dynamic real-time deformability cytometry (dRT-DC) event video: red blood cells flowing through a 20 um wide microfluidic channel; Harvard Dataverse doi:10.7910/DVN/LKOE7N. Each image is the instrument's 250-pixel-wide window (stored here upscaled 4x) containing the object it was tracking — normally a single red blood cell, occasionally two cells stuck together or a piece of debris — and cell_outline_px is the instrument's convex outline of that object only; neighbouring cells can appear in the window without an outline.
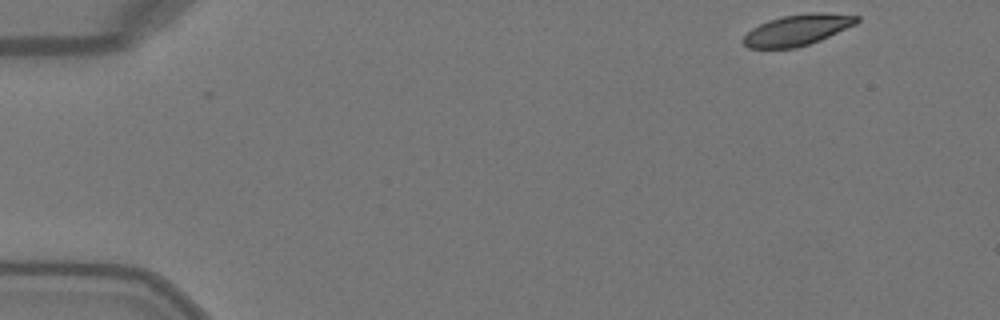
{"species": "Egyptian fruit bat (a non-hibernating species)", "species_latin": "Rousettus aegyptiacus", "temperature_condition": "warm", "stored_images_in_passage": 47, "camera_frame_rate_fps": 3000, "um_per_image_px": 0.085, "animal": {"sex": "female"}, "frame": {"image": 1, "passage_image": 1, "time_ms": 0.0, "image_size_px": [1000, 320], "cell_outline_px": [[860, 20], [856, 24], [820, 40], [796, 48], [748, 48], [740, 40], [752, 28], [768, 20], [784, 16], [808, 12], [820, 12], [860, 16]], "centroid_in_image_um": [67.77, 2.54], "position_along_channel_um": 17.2, "area_um2": 20.46}}
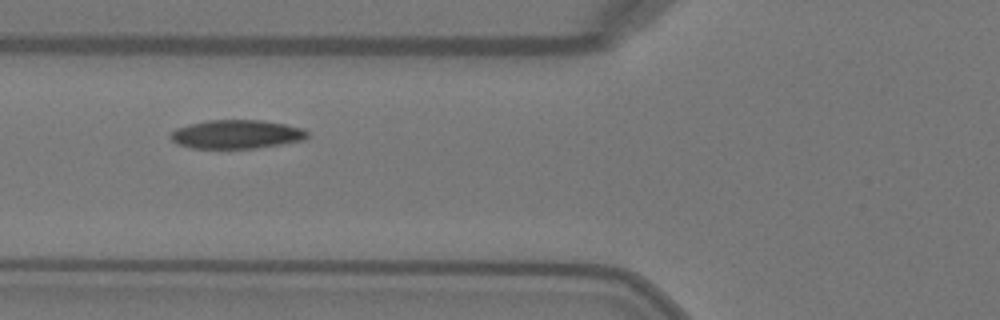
{"frame": {"image": 2, "passage_image": 16, "time_ms": 5.0, "image_size_px": [1000, 320], "cell_outline_px": [[308, 136], [304, 140], [256, 148], [192, 148], [176, 144], [168, 136], [176, 128], [188, 124], [208, 120], [260, 120], [284, 124], [304, 128], [308, 132]], "centroid_in_image_um": [20.08, 11.41], "position_along_channel_um": 105.7, "area_um2": 22.95}}
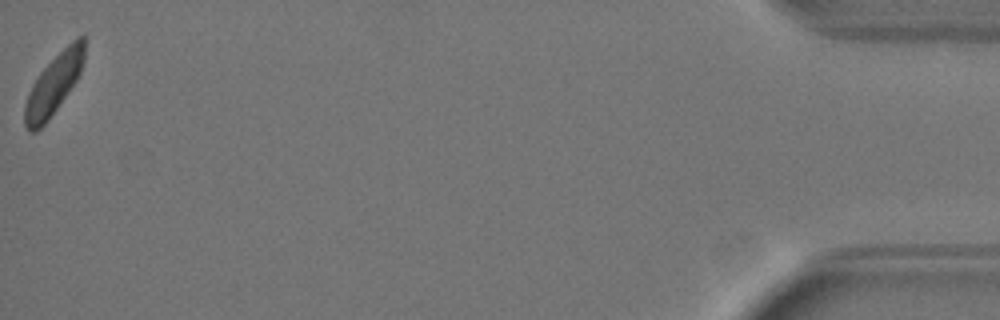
{"frame": {"image": 3, "passage_image": 47, "time_ms": 15.333, "image_size_px": [1000, 320], "cell_outline_px": [[84, 60], [80, 72], [76, 80], [68, 92], [48, 120], [36, 132], [28, 132], [24, 124], [24, 104], [28, 92], [32, 84], [40, 72], [76, 36], [84, 36]], "centroid_in_image_um": [4.53, 7.2], "position_along_channel_um": 430.7, "area_um2": 20.63}, "authors_computed_cell_mechanics": {"area_um2": 22.7154, "velocity_mm_per_s": 4.0409, "shape_relaxation_time_tau1_ms": 2.4555, "shape_relaxation_time_tau2_ms": null, "deformation_change_tau1": 0.1109, "deformation_change_tau2": null}}